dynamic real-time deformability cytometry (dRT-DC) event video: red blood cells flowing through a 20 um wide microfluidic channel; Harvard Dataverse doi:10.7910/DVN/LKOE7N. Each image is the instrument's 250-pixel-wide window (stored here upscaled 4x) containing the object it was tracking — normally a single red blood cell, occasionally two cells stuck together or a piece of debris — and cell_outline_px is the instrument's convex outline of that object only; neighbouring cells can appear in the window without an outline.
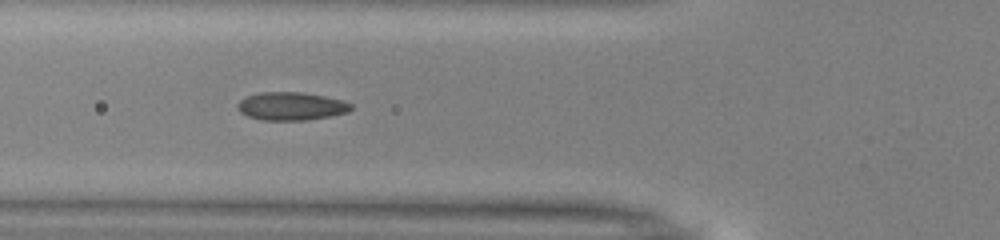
{"species": "common noctule bat (a hibernating species)", "species_latin": "Nyctalus noctula", "temperature_condition": "warm", "stored_images_in_passage": 48, "camera_frame_rate_fps": 3000, "um_per_image_px": 0.085, "animal": {"sex": "male", "body_mass_g": 13.0, "forearm_length_mm": 53.1}, "frame": {"image": 1, "passage_image": 18, "time_ms": 5.667, "image_size_px": [1000, 240], "cell_outline_px": [[352, 108], [348, 112], [332, 116], [304, 120], [260, 120], [248, 116], [240, 112], [236, 108], [236, 104], [244, 96], [260, 92], [304, 92], [344, 100], [352, 104]], "centroid_in_image_um": [24.73, 9.02], "position_along_channel_um": 101.1, "area_um2": 18.84}}
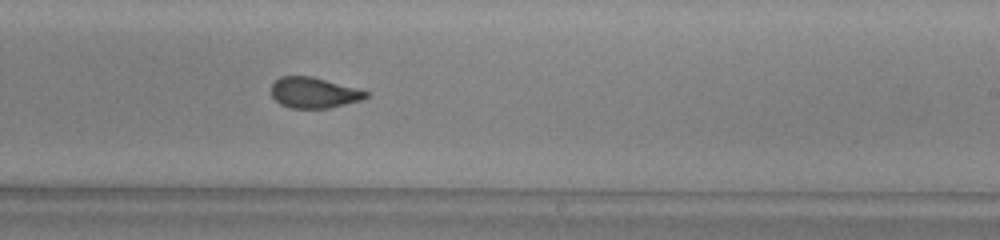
{"frame": {"image": 2, "passage_image": 30, "time_ms": 9.667, "image_size_px": [1000, 240], "cell_outline_px": [[368, 96], [360, 100], [328, 108], [288, 108], [280, 104], [272, 96], [272, 84], [280, 76], [312, 76], [368, 92]], "centroid_in_image_um": [26.63, 7.88], "position_along_channel_um": 262.4, "area_um2": 16.65}}
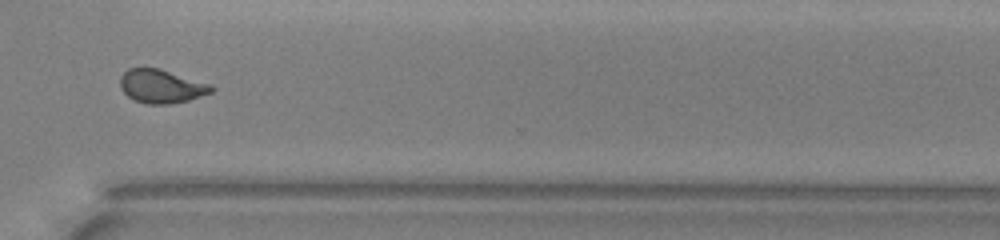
{"frame": {"image": 3, "passage_image": 37, "time_ms": 12.0, "image_size_px": [1000, 240], "cell_outline_px": [[216, 88], [212, 92], [188, 100], [172, 104], [148, 104], [136, 100], [128, 96], [120, 88], [120, 76], [128, 68], [160, 68], [212, 84]], "centroid_in_image_um": [13.74, 7.32], "position_along_channel_um": 356.9, "area_um2": 17.98}}